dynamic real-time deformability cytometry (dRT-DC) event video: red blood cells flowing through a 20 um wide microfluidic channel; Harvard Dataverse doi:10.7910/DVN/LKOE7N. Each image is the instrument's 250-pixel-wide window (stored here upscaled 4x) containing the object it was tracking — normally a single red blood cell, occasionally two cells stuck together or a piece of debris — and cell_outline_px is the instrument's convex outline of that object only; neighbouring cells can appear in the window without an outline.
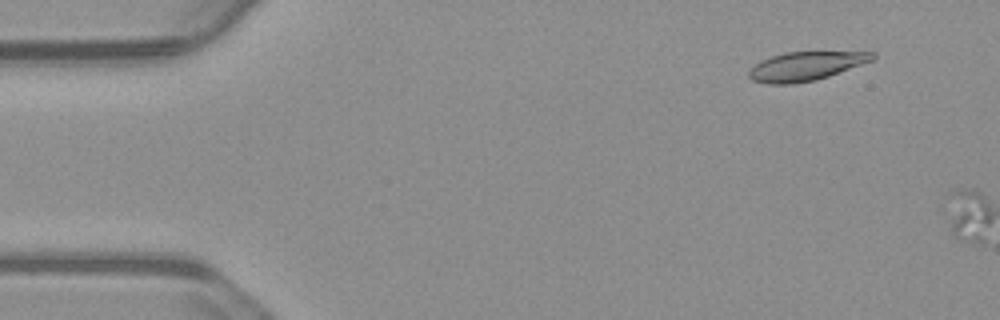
{"species": "common noctule bat (a hibernating species)", "species_latin": "Nyctalus noctula", "temperature_condition": "warm", "stored_images_in_passage": 7, "segment_of_instrument_passage": [1, 2], "camera_frame_rate_fps": 3000, "um_per_image_px": 0.085, "animal": {"sex": "male", "body_mass_g": 23.1, "forearm_length_mm": 52.7}, "frame": {"image": 1, "passage_image": 5, "time_ms": 1.333, "image_size_px": [1000, 320], "cell_outline_px": [[876, 56], [872, 60], [828, 76], [816, 80], [792, 84], [768, 84], [752, 80], [748, 76], [748, 68], [760, 60], [784, 52], [876, 52]], "centroid_in_image_um": [68.41, 5.63], "position_along_channel_um": 16.6, "area_um2": 20.75}}